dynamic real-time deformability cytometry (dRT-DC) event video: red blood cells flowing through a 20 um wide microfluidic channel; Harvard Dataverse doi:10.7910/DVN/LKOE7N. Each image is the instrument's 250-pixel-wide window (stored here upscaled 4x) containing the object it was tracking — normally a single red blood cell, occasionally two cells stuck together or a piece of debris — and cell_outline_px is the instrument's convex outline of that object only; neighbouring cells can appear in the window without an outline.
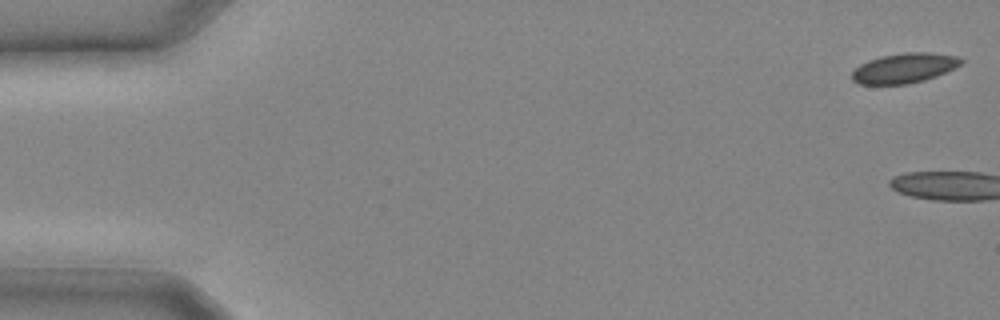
{"species": "common noctule bat (a hibernating species)", "species_latin": "Nyctalus noctula", "temperature_condition": "cold", "stored_images_in_passage": 2, "camera_frame_rate_fps": 3000, "um_per_image_px": 0.085, "animal": {"sex": "male", "body_mass_g": 20.4}, "frame": {"image": 1, "passage_image": 1, "time_ms": 0.0, "image_size_px": [1000, 320], "cell_outline_px": [[964, 60], [960, 64], [936, 76], [924, 80], [908, 84], [860, 84], [852, 80], [852, 72], [860, 64], [868, 60], [880, 56], [904, 52], [928, 52], [956, 56]], "centroid_in_image_um": [76.83, 5.78], "position_along_channel_um": 8.2, "area_um2": 18.84}}